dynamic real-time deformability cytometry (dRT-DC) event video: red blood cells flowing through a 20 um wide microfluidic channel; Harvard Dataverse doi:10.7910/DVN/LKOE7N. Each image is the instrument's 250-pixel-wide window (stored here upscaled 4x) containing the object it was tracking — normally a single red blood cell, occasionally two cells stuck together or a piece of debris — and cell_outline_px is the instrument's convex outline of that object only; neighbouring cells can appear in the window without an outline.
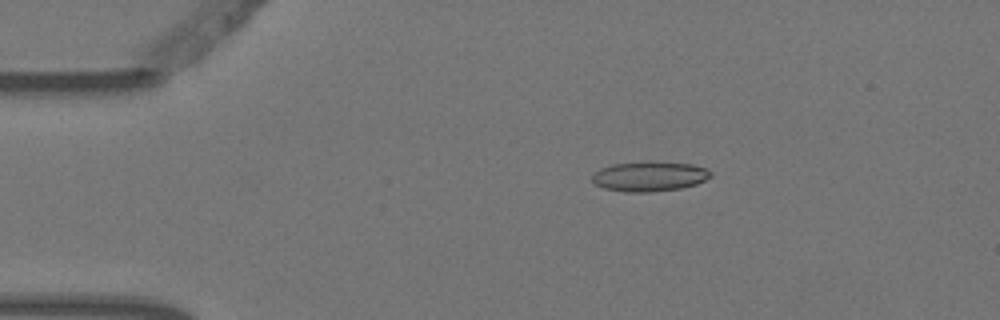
{"species": "Egyptian fruit bat (a non-hibernating species)", "species_latin": "Rousettus aegyptiacus", "temperature_condition": "warm", "stored_images_in_passage": 6, "camera_frame_rate_fps": 3000, "um_per_image_px": 0.085, "animal": {"sex": "female"}, "frame": {"image": 1, "passage_image": 3, "time_ms": 0.667, "image_size_px": [1000, 320], "cell_outline_px": [[712, 176], [696, 184], [680, 188], [652, 192], [624, 192], [604, 188], [596, 184], [592, 180], [592, 176], [600, 168], [612, 164], [648, 160], [692, 164], [708, 168], [712, 172]], "centroid_in_image_um": [55.22, 14.97], "position_along_channel_um": 29.8, "area_um2": 20.98}}
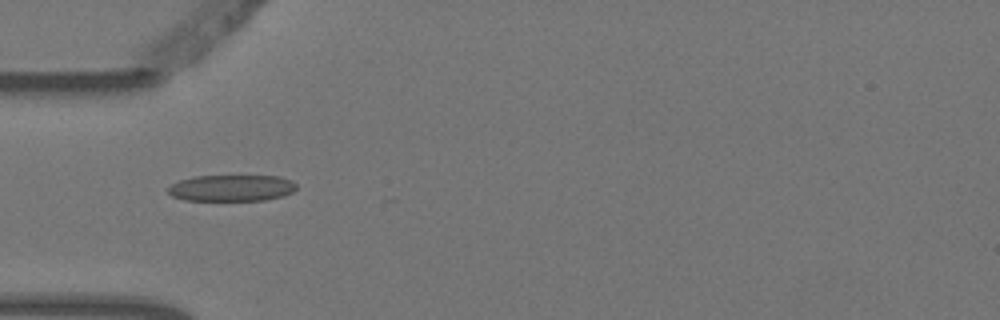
{"frame": {"image": 2, "passage_image": 5, "time_ms": 1.333, "image_size_px": [1000, 320], "cell_outline_px": [[296, 188], [292, 192], [284, 196], [264, 200], [184, 200], [172, 196], [168, 192], [168, 188], [172, 184], [180, 180], [196, 176], [280, 176], [292, 180], [296, 184]], "centroid_in_image_um": [19.71, 15.98], "position_along_channel_um": 65.3, "area_um2": 19.71}}
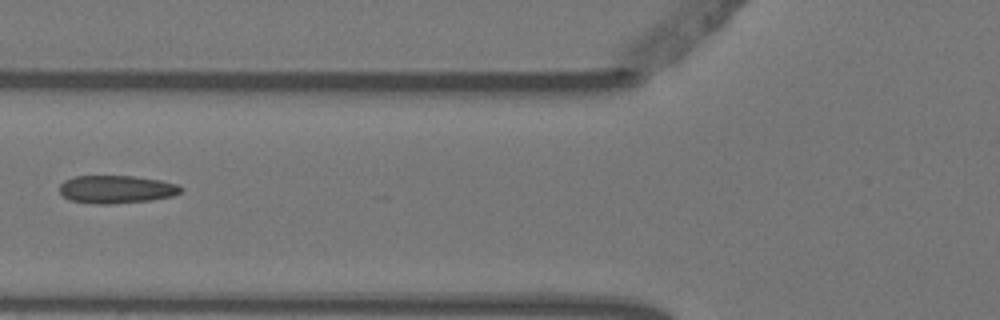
{"frame": {"image": 3, "passage_image": 6, "time_ms": 1.667, "image_size_px": [1000, 320], "cell_outline_px": [[184, 188], [180, 192], [172, 196], [152, 200], [112, 204], [96, 204], [68, 200], [60, 192], [60, 184], [64, 180], [72, 176], [136, 176], [160, 180], [176, 184]], "centroid_in_image_um": [9.88, 16.09], "position_along_channel_um": 115.9, "area_um2": 19.88}}